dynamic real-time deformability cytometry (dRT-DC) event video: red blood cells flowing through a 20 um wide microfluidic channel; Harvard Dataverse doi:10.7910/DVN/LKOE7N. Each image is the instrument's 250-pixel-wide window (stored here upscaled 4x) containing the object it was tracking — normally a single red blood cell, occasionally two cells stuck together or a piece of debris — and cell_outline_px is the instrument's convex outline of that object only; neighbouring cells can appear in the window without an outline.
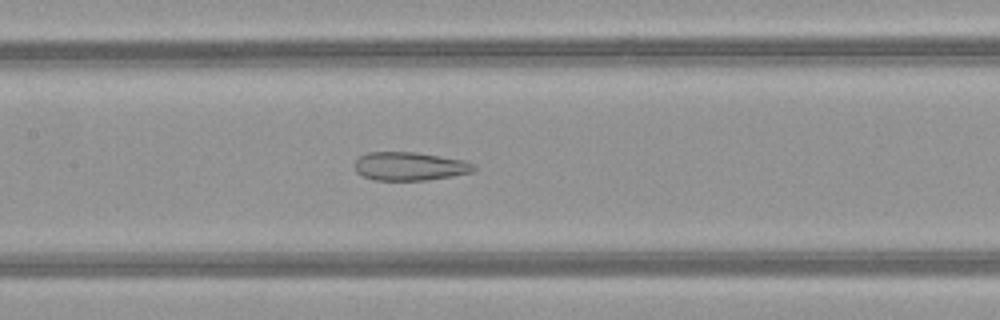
{"species": "common noctule bat (a hibernating species)", "species_latin": "Nyctalus noctula", "temperature_condition": "warm", "stored_images_in_passage": 39, "camera_frame_rate_fps": 3000, "um_per_image_px": 0.085, "animal": {"sex": "female", "body_mass_g": 21.9}, "frame": {"image": 1, "passage_image": 13, "time_ms": 4.0, "image_size_px": [1000, 320], "cell_outline_px": [[476, 168], [472, 172], [452, 176], [428, 180], [372, 180], [356, 172], [352, 164], [360, 156], [368, 152], [416, 152], [464, 160], [476, 164]], "centroid_in_image_um": [34.81, 14.13], "position_along_channel_um": 172.6, "area_um2": 19.94}}
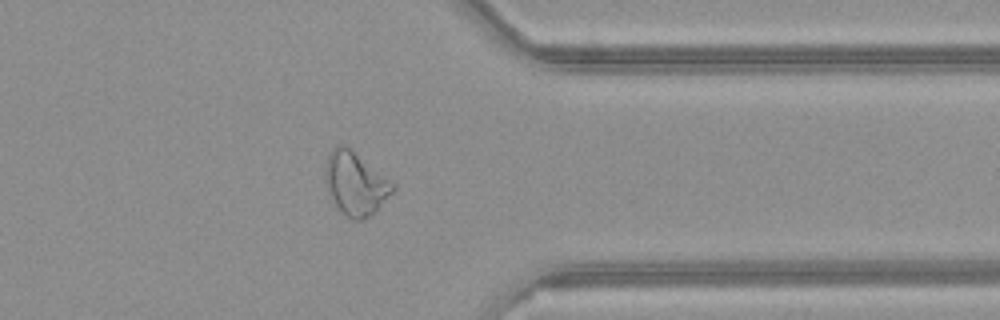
{"frame": {"image": 2, "passage_image": 29, "time_ms": 9.333, "image_size_px": [1000, 320], "cell_outline_px": [[396, 188], [364, 220], [352, 220], [340, 212], [332, 204], [324, 180], [324, 168], [328, 152], [336, 144], [344, 144], [352, 148], [396, 184]], "centroid_in_image_um": [30.15, 15.55], "position_along_channel_um": 381.3, "area_um2": 25.37}}
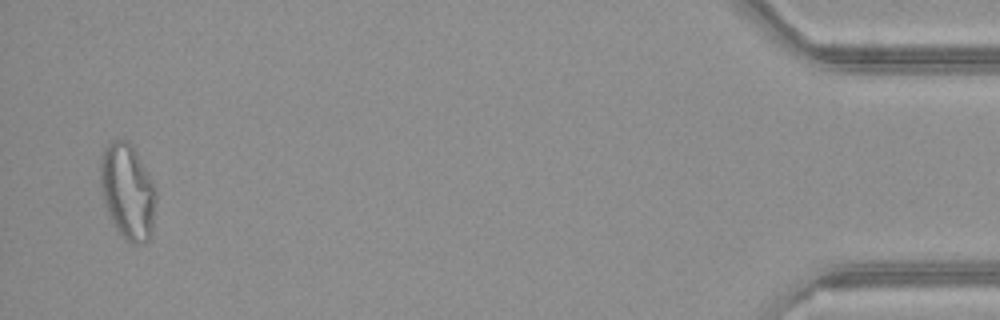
{"frame": {"image": 3, "passage_image": 38, "time_ms": 12.333, "image_size_px": [1000, 320], "cell_outline_px": [[156, 204], [152, 236], [144, 244], [132, 244], [124, 240], [116, 228], [104, 204], [100, 192], [100, 156], [104, 148], [112, 140], [128, 140], [132, 144], [156, 184]], "centroid_in_image_um": [10.87, 16.28], "position_along_channel_um": 424.3, "area_um2": 31.91}, "authors_computed_cell_mechanics": {"area_um2": 23.2356, "velocity_mm_per_s": 4.0747, "shape_relaxation_time_tau1_ms": null, "shape_relaxation_time_tau2_ms": 1.7002, "deformation_change_tau1": null, "deformation_change_tau2": 0.1089}}